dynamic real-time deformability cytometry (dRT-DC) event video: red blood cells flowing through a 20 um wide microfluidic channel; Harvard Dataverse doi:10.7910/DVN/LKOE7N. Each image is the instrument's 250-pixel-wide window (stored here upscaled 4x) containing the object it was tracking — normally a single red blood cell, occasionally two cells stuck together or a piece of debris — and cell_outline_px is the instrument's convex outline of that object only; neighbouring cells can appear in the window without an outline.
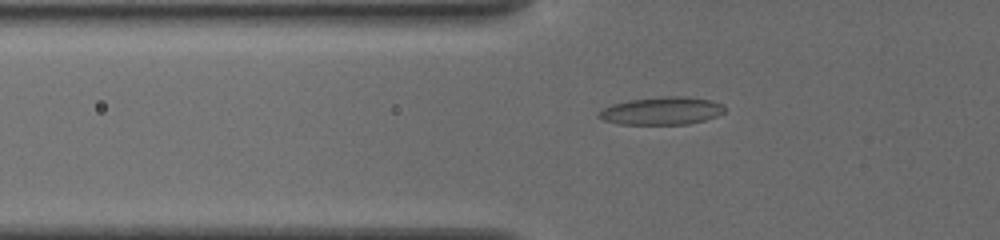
{"species": "common noctule bat (a hibernating species)", "species_latin": "Nyctalus noctula", "temperature_condition": "cold", "stored_images_in_passage": 40, "camera_frame_rate_fps": 3000, "um_per_image_px": 0.085, "animal": {"sex": "female", "body_mass_g": 19.5, "forearm_length_mm": 54.1}, "frame": {"image": 1, "passage_image": 6, "time_ms": 1.667, "image_size_px": [1000, 240], "cell_outline_px": [[724, 112], [716, 116], [704, 120], [688, 124], [620, 124], [604, 120], [596, 116], [604, 108], [612, 104], [628, 100], [664, 96], [684, 96], [712, 100], [724, 104]], "centroid_in_image_um": [56.27, 9.41], "position_along_channel_um": 69.5, "area_um2": 20.35}}
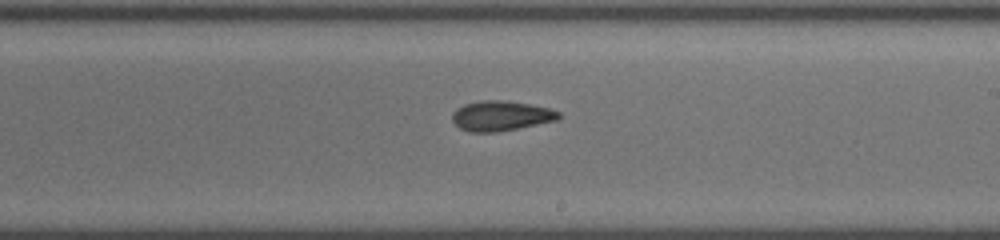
{"frame": {"image": 2, "passage_image": 20, "time_ms": 6.333, "image_size_px": [1000, 240], "cell_outline_px": [[560, 116], [556, 120], [496, 132], [468, 132], [460, 128], [452, 120], [452, 112], [456, 108], [464, 104], [480, 100], [504, 100], [528, 104], [548, 108], [560, 112]], "centroid_in_image_um": [42.52, 9.84], "position_along_channel_um": 246.5, "area_um2": 18.44}}
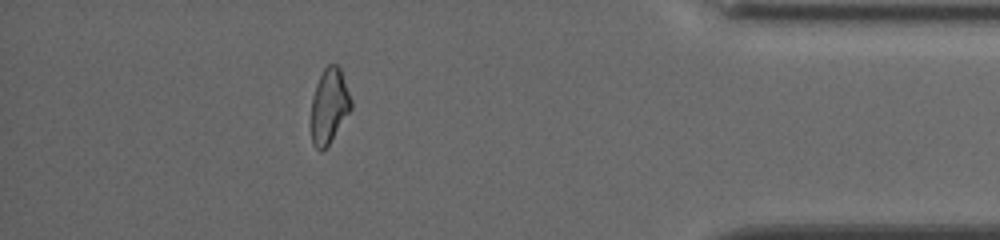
{"frame": {"image": 3, "passage_image": 35, "time_ms": 11.333, "image_size_px": [1000, 240], "cell_outline_px": [[352, 108], [328, 144], [320, 152], [312, 144], [312, 96], [316, 84], [324, 68], [328, 64], [336, 64], [340, 68], [352, 100]], "centroid_in_image_um": [27.98, 8.98], "position_along_channel_um": 407.2, "area_um2": 17.17}, "authors_computed_cell_mechanics": {"area_um2": 18.2937, "velocity_mm_per_s": 3.8778, "shape_relaxation_time_tau1_ms": 5.2635, "shape_relaxation_time_tau2_ms": 2.9681, "deformation_change_tau1": 0.1625, "deformation_change_tau2": 0.1021}}